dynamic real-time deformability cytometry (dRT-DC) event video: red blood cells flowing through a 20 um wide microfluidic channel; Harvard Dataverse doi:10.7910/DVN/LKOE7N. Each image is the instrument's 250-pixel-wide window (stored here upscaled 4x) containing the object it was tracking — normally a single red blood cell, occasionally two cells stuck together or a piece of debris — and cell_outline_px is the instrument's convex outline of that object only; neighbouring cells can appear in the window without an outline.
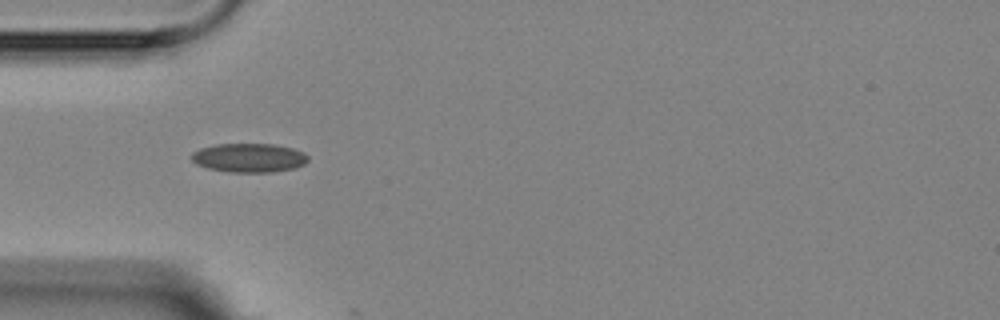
{"species": "Egyptian fruit bat (a non-hibernating species)", "species_latin": "Rousettus aegyptiacus", "temperature_condition": "room temperature", "stored_images_in_passage": 1, "camera_frame_rate_fps": 3000, "um_per_image_px": 0.085, "animal": {"sex": "female"}, "frame": {"image": 1, "passage_image": 1, "time_ms": 0.0, "image_size_px": [1000, 320], "cell_outline_px": [[308, 160], [304, 164], [292, 168], [272, 172], [228, 172], [208, 168], [196, 164], [192, 160], [192, 152], [200, 148], [216, 144], [272, 144], [292, 148], [304, 152], [308, 156]], "centroid_in_image_um": [21.15, 13.41], "position_along_channel_um": 63.8, "area_um2": 19.59}}